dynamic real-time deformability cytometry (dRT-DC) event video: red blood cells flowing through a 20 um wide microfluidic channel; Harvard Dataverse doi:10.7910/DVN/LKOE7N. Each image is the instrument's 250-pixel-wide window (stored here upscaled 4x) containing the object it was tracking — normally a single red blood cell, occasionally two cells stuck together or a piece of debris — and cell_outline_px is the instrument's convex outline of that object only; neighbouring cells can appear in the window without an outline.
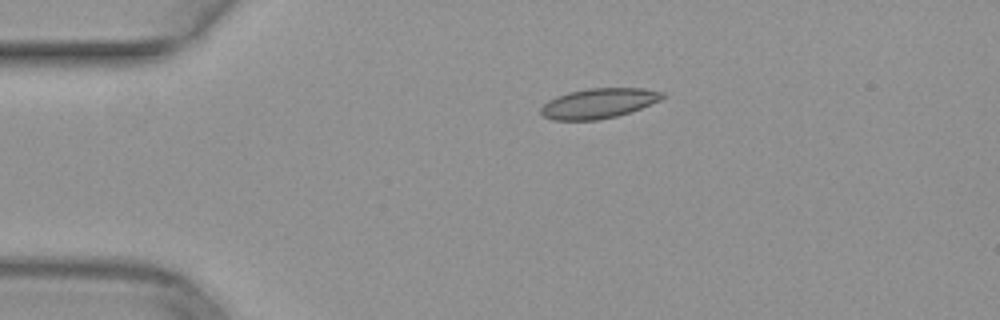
{"species": "common noctule bat (a hibernating species)", "species_latin": "Nyctalus noctula", "temperature_condition": "warm", "stored_images_in_passage": 3, "camera_frame_rate_fps": 3000, "um_per_image_px": 0.085, "animal": {"sex": "female", "body_mass_g": 29.2, "forearm_length_mm": 56.3}, "frame": {"image": 1, "passage_image": 1, "time_ms": 0.0, "image_size_px": [1000, 320], "cell_outline_px": [[664, 96], [660, 100], [640, 108], [616, 116], [596, 120], [552, 120], [544, 116], [540, 112], [540, 108], [548, 100], [556, 96], [568, 92], [588, 88], [644, 88], [664, 92]], "centroid_in_image_um": [50.85, 8.77], "position_along_channel_um": 34.1, "area_um2": 21.15}}